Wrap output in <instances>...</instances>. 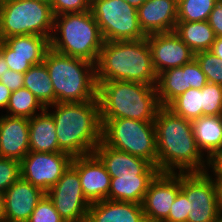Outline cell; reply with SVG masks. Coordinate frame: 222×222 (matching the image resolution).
<instances>
[{
	"label": "cell",
	"mask_w": 222,
	"mask_h": 222,
	"mask_svg": "<svg viewBox=\"0 0 222 222\" xmlns=\"http://www.w3.org/2000/svg\"><path fill=\"white\" fill-rule=\"evenodd\" d=\"M10 70L20 73H26L32 65L30 57L20 56H2Z\"/></svg>",
	"instance_id": "obj_39"
},
{
	"label": "cell",
	"mask_w": 222,
	"mask_h": 222,
	"mask_svg": "<svg viewBox=\"0 0 222 222\" xmlns=\"http://www.w3.org/2000/svg\"><path fill=\"white\" fill-rule=\"evenodd\" d=\"M54 88V103L92 101L97 98L95 64L49 48L44 56Z\"/></svg>",
	"instance_id": "obj_5"
},
{
	"label": "cell",
	"mask_w": 222,
	"mask_h": 222,
	"mask_svg": "<svg viewBox=\"0 0 222 222\" xmlns=\"http://www.w3.org/2000/svg\"><path fill=\"white\" fill-rule=\"evenodd\" d=\"M123 2H127L129 5L138 9L141 5H143L147 0H122Z\"/></svg>",
	"instance_id": "obj_45"
},
{
	"label": "cell",
	"mask_w": 222,
	"mask_h": 222,
	"mask_svg": "<svg viewBox=\"0 0 222 222\" xmlns=\"http://www.w3.org/2000/svg\"><path fill=\"white\" fill-rule=\"evenodd\" d=\"M2 211H3V194L0 193V222L2 219Z\"/></svg>",
	"instance_id": "obj_47"
},
{
	"label": "cell",
	"mask_w": 222,
	"mask_h": 222,
	"mask_svg": "<svg viewBox=\"0 0 222 222\" xmlns=\"http://www.w3.org/2000/svg\"><path fill=\"white\" fill-rule=\"evenodd\" d=\"M180 190L181 173H159L150 183L142 202L146 222H164Z\"/></svg>",
	"instance_id": "obj_13"
},
{
	"label": "cell",
	"mask_w": 222,
	"mask_h": 222,
	"mask_svg": "<svg viewBox=\"0 0 222 222\" xmlns=\"http://www.w3.org/2000/svg\"><path fill=\"white\" fill-rule=\"evenodd\" d=\"M174 114L187 120L202 116V89L190 88L175 98L168 106Z\"/></svg>",
	"instance_id": "obj_29"
},
{
	"label": "cell",
	"mask_w": 222,
	"mask_h": 222,
	"mask_svg": "<svg viewBox=\"0 0 222 222\" xmlns=\"http://www.w3.org/2000/svg\"><path fill=\"white\" fill-rule=\"evenodd\" d=\"M29 148V118L0 116V154L21 161Z\"/></svg>",
	"instance_id": "obj_17"
},
{
	"label": "cell",
	"mask_w": 222,
	"mask_h": 222,
	"mask_svg": "<svg viewBox=\"0 0 222 222\" xmlns=\"http://www.w3.org/2000/svg\"><path fill=\"white\" fill-rule=\"evenodd\" d=\"M220 121H221V125H222V113L219 115Z\"/></svg>",
	"instance_id": "obj_49"
},
{
	"label": "cell",
	"mask_w": 222,
	"mask_h": 222,
	"mask_svg": "<svg viewBox=\"0 0 222 222\" xmlns=\"http://www.w3.org/2000/svg\"><path fill=\"white\" fill-rule=\"evenodd\" d=\"M219 0H177V21H208Z\"/></svg>",
	"instance_id": "obj_30"
},
{
	"label": "cell",
	"mask_w": 222,
	"mask_h": 222,
	"mask_svg": "<svg viewBox=\"0 0 222 222\" xmlns=\"http://www.w3.org/2000/svg\"><path fill=\"white\" fill-rule=\"evenodd\" d=\"M156 74L181 67L194 59L195 53L174 32L147 35Z\"/></svg>",
	"instance_id": "obj_14"
},
{
	"label": "cell",
	"mask_w": 222,
	"mask_h": 222,
	"mask_svg": "<svg viewBox=\"0 0 222 222\" xmlns=\"http://www.w3.org/2000/svg\"><path fill=\"white\" fill-rule=\"evenodd\" d=\"M96 81H129L156 85L147 38L105 41L95 65Z\"/></svg>",
	"instance_id": "obj_3"
},
{
	"label": "cell",
	"mask_w": 222,
	"mask_h": 222,
	"mask_svg": "<svg viewBox=\"0 0 222 222\" xmlns=\"http://www.w3.org/2000/svg\"><path fill=\"white\" fill-rule=\"evenodd\" d=\"M11 91L0 82V109L7 108L11 96Z\"/></svg>",
	"instance_id": "obj_42"
},
{
	"label": "cell",
	"mask_w": 222,
	"mask_h": 222,
	"mask_svg": "<svg viewBox=\"0 0 222 222\" xmlns=\"http://www.w3.org/2000/svg\"><path fill=\"white\" fill-rule=\"evenodd\" d=\"M27 222H65L55 209L53 202L45 195L35 207Z\"/></svg>",
	"instance_id": "obj_33"
},
{
	"label": "cell",
	"mask_w": 222,
	"mask_h": 222,
	"mask_svg": "<svg viewBox=\"0 0 222 222\" xmlns=\"http://www.w3.org/2000/svg\"><path fill=\"white\" fill-rule=\"evenodd\" d=\"M158 174H120L111 178L108 200L142 204L150 183Z\"/></svg>",
	"instance_id": "obj_22"
},
{
	"label": "cell",
	"mask_w": 222,
	"mask_h": 222,
	"mask_svg": "<svg viewBox=\"0 0 222 222\" xmlns=\"http://www.w3.org/2000/svg\"><path fill=\"white\" fill-rule=\"evenodd\" d=\"M214 184L216 186V194H217V203L222 213V178H214L212 177Z\"/></svg>",
	"instance_id": "obj_43"
},
{
	"label": "cell",
	"mask_w": 222,
	"mask_h": 222,
	"mask_svg": "<svg viewBox=\"0 0 222 222\" xmlns=\"http://www.w3.org/2000/svg\"><path fill=\"white\" fill-rule=\"evenodd\" d=\"M154 124L157 168L160 173H178V171L190 173L208 170L210 161L207 158L204 159V155L196 145L190 120L161 106L157 110Z\"/></svg>",
	"instance_id": "obj_1"
},
{
	"label": "cell",
	"mask_w": 222,
	"mask_h": 222,
	"mask_svg": "<svg viewBox=\"0 0 222 222\" xmlns=\"http://www.w3.org/2000/svg\"><path fill=\"white\" fill-rule=\"evenodd\" d=\"M0 82L13 92L24 87V74L9 69L3 73Z\"/></svg>",
	"instance_id": "obj_38"
},
{
	"label": "cell",
	"mask_w": 222,
	"mask_h": 222,
	"mask_svg": "<svg viewBox=\"0 0 222 222\" xmlns=\"http://www.w3.org/2000/svg\"><path fill=\"white\" fill-rule=\"evenodd\" d=\"M194 59L206 75L208 83L222 85V59L209 50L195 53Z\"/></svg>",
	"instance_id": "obj_31"
},
{
	"label": "cell",
	"mask_w": 222,
	"mask_h": 222,
	"mask_svg": "<svg viewBox=\"0 0 222 222\" xmlns=\"http://www.w3.org/2000/svg\"><path fill=\"white\" fill-rule=\"evenodd\" d=\"M21 177L20 162L14 159H0V193L3 194Z\"/></svg>",
	"instance_id": "obj_34"
},
{
	"label": "cell",
	"mask_w": 222,
	"mask_h": 222,
	"mask_svg": "<svg viewBox=\"0 0 222 222\" xmlns=\"http://www.w3.org/2000/svg\"><path fill=\"white\" fill-rule=\"evenodd\" d=\"M91 0H51L54 16L90 10Z\"/></svg>",
	"instance_id": "obj_35"
},
{
	"label": "cell",
	"mask_w": 222,
	"mask_h": 222,
	"mask_svg": "<svg viewBox=\"0 0 222 222\" xmlns=\"http://www.w3.org/2000/svg\"><path fill=\"white\" fill-rule=\"evenodd\" d=\"M137 14L146 36L172 32L177 24V0H147L137 9Z\"/></svg>",
	"instance_id": "obj_18"
},
{
	"label": "cell",
	"mask_w": 222,
	"mask_h": 222,
	"mask_svg": "<svg viewBox=\"0 0 222 222\" xmlns=\"http://www.w3.org/2000/svg\"><path fill=\"white\" fill-rule=\"evenodd\" d=\"M73 157L65 152H29L20 161L21 178L45 193L71 165Z\"/></svg>",
	"instance_id": "obj_12"
},
{
	"label": "cell",
	"mask_w": 222,
	"mask_h": 222,
	"mask_svg": "<svg viewBox=\"0 0 222 222\" xmlns=\"http://www.w3.org/2000/svg\"><path fill=\"white\" fill-rule=\"evenodd\" d=\"M40 1H43V2H48V3H50V2H51V0H40Z\"/></svg>",
	"instance_id": "obj_50"
},
{
	"label": "cell",
	"mask_w": 222,
	"mask_h": 222,
	"mask_svg": "<svg viewBox=\"0 0 222 222\" xmlns=\"http://www.w3.org/2000/svg\"><path fill=\"white\" fill-rule=\"evenodd\" d=\"M208 23L214 30L216 37H222V0H219L211 11Z\"/></svg>",
	"instance_id": "obj_40"
},
{
	"label": "cell",
	"mask_w": 222,
	"mask_h": 222,
	"mask_svg": "<svg viewBox=\"0 0 222 222\" xmlns=\"http://www.w3.org/2000/svg\"><path fill=\"white\" fill-rule=\"evenodd\" d=\"M101 141L107 146L149 161L157 167V141L154 121L100 119Z\"/></svg>",
	"instance_id": "obj_8"
},
{
	"label": "cell",
	"mask_w": 222,
	"mask_h": 222,
	"mask_svg": "<svg viewBox=\"0 0 222 222\" xmlns=\"http://www.w3.org/2000/svg\"><path fill=\"white\" fill-rule=\"evenodd\" d=\"M46 195L65 222H86L91 204L84 196L78 171L72 165Z\"/></svg>",
	"instance_id": "obj_11"
},
{
	"label": "cell",
	"mask_w": 222,
	"mask_h": 222,
	"mask_svg": "<svg viewBox=\"0 0 222 222\" xmlns=\"http://www.w3.org/2000/svg\"><path fill=\"white\" fill-rule=\"evenodd\" d=\"M189 206L187 197L179 191L164 222H187Z\"/></svg>",
	"instance_id": "obj_36"
},
{
	"label": "cell",
	"mask_w": 222,
	"mask_h": 222,
	"mask_svg": "<svg viewBox=\"0 0 222 222\" xmlns=\"http://www.w3.org/2000/svg\"><path fill=\"white\" fill-rule=\"evenodd\" d=\"M174 32L194 53L210 50L216 39L208 21H177Z\"/></svg>",
	"instance_id": "obj_26"
},
{
	"label": "cell",
	"mask_w": 222,
	"mask_h": 222,
	"mask_svg": "<svg viewBox=\"0 0 222 222\" xmlns=\"http://www.w3.org/2000/svg\"><path fill=\"white\" fill-rule=\"evenodd\" d=\"M100 119L154 121L161 107L156 85L129 81H96Z\"/></svg>",
	"instance_id": "obj_4"
},
{
	"label": "cell",
	"mask_w": 222,
	"mask_h": 222,
	"mask_svg": "<svg viewBox=\"0 0 222 222\" xmlns=\"http://www.w3.org/2000/svg\"><path fill=\"white\" fill-rule=\"evenodd\" d=\"M190 88L188 63L157 75V98L162 107H167L175 98Z\"/></svg>",
	"instance_id": "obj_25"
},
{
	"label": "cell",
	"mask_w": 222,
	"mask_h": 222,
	"mask_svg": "<svg viewBox=\"0 0 222 222\" xmlns=\"http://www.w3.org/2000/svg\"><path fill=\"white\" fill-rule=\"evenodd\" d=\"M52 115L59 149L72 157L94 153L101 142L102 124L98 97L92 101L54 103ZM55 107V108H54Z\"/></svg>",
	"instance_id": "obj_2"
},
{
	"label": "cell",
	"mask_w": 222,
	"mask_h": 222,
	"mask_svg": "<svg viewBox=\"0 0 222 222\" xmlns=\"http://www.w3.org/2000/svg\"><path fill=\"white\" fill-rule=\"evenodd\" d=\"M215 222H222V213L219 215V217L217 218Z\"/></svg>",
	"instance_id": "obj_48"
},
{
	"label": "cell",
	"mask_w": 222,
	"mask_h": 222,
	"mask_svg": "<svg viewBox=\"0 0 222 222\" xmlns=\"http://www.w3.org/2000/svg\"><path fill=\"white\" fill-rule=\"evenodd\" d=\"M45 195L43 190L20 177L3 193L1 222H27Z\"/></svg>",
	"instance_id": "obj_15"
},
{
	"label": "cell",
	"mask_w": 222,
	"mask_h": 222,
	"mask_svg": "<svg viewBox=\"0 0 222 222\" xmlns=\"http://www.w3.org/2000/svg\"><path fill=\"white\" fill-rule=\"evenodd\" d=\"M222 113V85L207 83L202 88V116H219Z\"/></svg>",
	"instance_id": "obj_32"
},
{
	"label": "cell",
	"mask_w": 222,
	"mask_h": 222,
	"mask_svg": "<svg viewBox=\"0 0 222 222\" xmlns=\"http://www.w3.org/2000/svg\"><path fill=\"white\" fill-rule=\"evenodd\" d=\"M50 48L96 65L104 39L91 12L67 13L54 18Z\"/></svg>",
	"instance_id": "obj_6"
},
{
	"label": "cell",
	"mask_w": 222,
	"mask_h": 222,
	"mask_svg": "<svg viewBox=\"0 0 222 222\" xmlns=\"http://www.w3.org/2000/svg\"><path fill=\"white\" fill-rule=\"evenodd\" d=\"M94 153L105 165L111 178H117L120 174H159L160 171L149 161L113 149L102 141L95 148Z\"/></svg>",
	"instance_id": "obj_19"
},
{
	"label": "cell",
	"mask_w": 222,
	"mask_h": 222,
	"mask_svg": "<svg viewBox=\"0 0 222 222\" xmlns=\"http://www.w3.org/2000/svg\"><path fill=\"white\" fill-rule=\"evenodd\" d=\"M71 165L78 171L84 196L90 204L108 199L111 176L95 153L73 157Z\"/></svg>",
	"instance_id": "obj_16"
},
{
	"label": "cell",
	"mask_w": 222,
	"mask_h": 222,
	"mask_svg": "<svg viewBox=\"0 0 222 222\" xmlns=\"http://www.w3.org/2000/svg\"><path fill=\"white\" fill-rule=\"evenodd\" d=\"M215 178H222V152L218 153L211 161L210 167L208 168Z\"/></svg>",
	"instance_id": "obj_41"
},
{
	"label": "cell",
	"mask_w": 222,
	"mask_h": 222,
	"mask_svg": "<svg viewBox=\"0 0 222 222\" xmlns=\"http://www.w3.org/2000/svg\"><path fill=\"white\" fill-rule=\"evenodd\" d=\"M188 78L191 88L202 89L208 83L206 75L195 59L188 63Z\"/></svg>",
	"instance_id": "obj_37"
},
{
	"label": "cell",
	"mask_w": 222,
	"mask_h": 222,
	"mask_svg": "<svg viewBox=\"0 0 222 222\" xmlns=\"http://www.w3.org/2000/svg\"><path fill=\"white\" fill-rule=\"evenodd\" d=\"M90 10L104 41L139 40L141 30L137 9L122 0H91Z\"/></svg>",
	"instance_id": "obj_9"
},
{
	"label": "cell",
	"mask_w": 222,
	"mask_h": 222,
	"mask_svg": "<svg viewBox=\"0 0 222 222\" xmlns=\"http://www.w3.org/2000/svg\"><path fill=\"white\" fill-rule=\"evenodd\" d=\"M49 48V39L38 35H15L0 40L1 56L30 57L32 66L43 63Z\"/></svg>",
	"instance_id": "obj_21"
},
{
	"label": "cell",
	"mask_w": 222,
	"mask_h": 222,
	"mask_svg": "<svg viewBox=\"0 0 222 222\" xmlns=\"http://www.w3.org/2000/svg\"><path fill=\"white\" fill-rule=\"evenodd\" d=\"M206 172L181 173V192L187 197V222H215L221 214L212 174Z\"/></svg>",
	"instance_id": "obj_10"
},
{
	"label": "cell",
	"mask_w": 222,
	"mask_h": 222,
	"mask_svg": "<svg viewBox=\"0 0 222 222\" xmlns=\"http://www.w3.org/2000/svg\"><path fill=\"white\" fill-rule=\"evenodd\" d=\"M24 87L46 108L54 104V88L44 63L32 66L24 73Z\"/></svg>",
	"instance_id": "obj_27"
},
{
	"label": "cell",
	"mask_w": 222,
	"mask_h": 222,
	"mask_svg": "<svg viewBox=\"0 0 222 222\" xmlns=\"http://www.w3.org/2000/svg\"><path fill=\"white\" fill-rule=\"evenodd\" d=\"M50 110L45 109L29 119L30 152H62L59 149L56 127Z\"/></svg>",
	"instance_id": "obj_23"
},
{
	"label": "cell",
	"mask_w": 222,
	"mask_h": 222,
	"mask_svg": "<svg viewBox=\"0 0 222 222\" xmlns=\"http://www.w3.org/2000/svg\"><path fill=\"white\" fill-rule=\"evenodd\" d=\"M54 18L48 2L2 0L0 2V40L15 35H38L50 40Z\"/></svg>",
	"instance_id": "obj_7"
},
{
	"label": "cell",
	"mask_w": 222,
	"mask_h": 222,
	"mask_svg": "<svg viewBox=\"0 0 222 222\" xmlns=\"http://www.w3.org/2000/svg\"><path fill=\"white\" fill-rule=\"evenodd\" d=\"M43 112L46 108L27 88L23 87L13 91L10 96L9 104L6 108V115L11 117L32 118L38 110Z\"/></svg>",
	"instance_id": "obj_28"
},
{
	"label": "cell",
	"mask_w": 222,
	"mask_h": 222,
	"mask_svg": "<svg viewBox=\"0 0 222 222\" xmlns=\"http://www.w3.org/2000/svg\"><path fill=\"white\" fill-rule=\"evenodd\" d=\"M86 222H146L142 204L105 199L92 203Z\"/></svg>",
	"instance_id": "obj_20"
},
{
	"label": "cell",
	"mask_w": 222,
	"mask_h": 222,
	"mask_svg": "<svg viewBox=\"0 0 222 222\" xmlns=\"http://www.w3.org/2000/svg\"><path fill=\"white\" fill-rule=\"evenodd\" d=\"M191 122L198 149L211 161L222 152V125L219 116H201Z\"/></svg>",
	"instance_id": "obj_24"
},
{
	"label": "cell",
	"mask_w": 222,
	"mask_h": 222,
	"mask_svg": "<svg viewBox=\"0 0 222 222\" xmlns=\"http://www.w3.org/2000/svg\"><path fill=\"white\" fill-rule=\"evenodd\" d=\"M9 70V67L7 66L5 60L0 55V78L2 77L3 73Z\"/></svg>",
	"instance_id": "obj_46"
},
{
	"label": "cell",
	"mask_w": 222,
	"mask_h": 222,
	"mask_svg": "<svg viewBox=\"0 0 222 222\" xmlns=\"http://www.w3.org/2000/svg\"><path fill=\"white\" fill-rule=\"evenodd\" d=\"M209 51L222 59V37H216Z\"/></svg>",
	"instance_id": "obj_44"
}]
</instances>
